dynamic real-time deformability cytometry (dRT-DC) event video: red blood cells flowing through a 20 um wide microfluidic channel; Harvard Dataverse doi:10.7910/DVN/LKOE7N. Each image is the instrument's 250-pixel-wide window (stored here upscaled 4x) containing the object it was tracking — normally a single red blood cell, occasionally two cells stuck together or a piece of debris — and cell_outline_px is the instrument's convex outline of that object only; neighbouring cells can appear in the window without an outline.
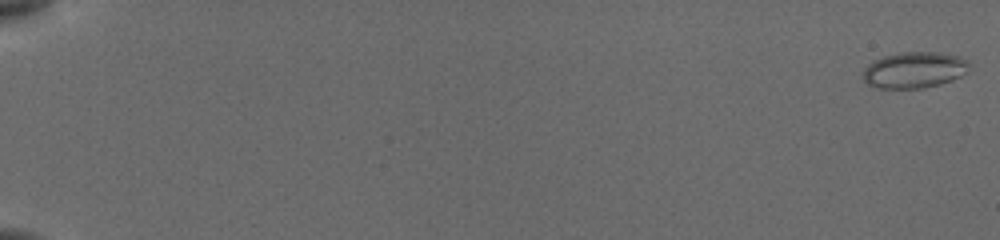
{"species": "common noctule bat (a hibernating species)", "species_latin": "Nyctalus noctula", "temperature_condition": "cold", "stored_images_in_passage": 55, "camera_frame_rate_fps": 3000, "um_per_image_px": 0.085, "animal": {"sex": "female", "body_mass_g": 19.5, "forearm_length_mm": 54.1}, "frame": {"image": 1, "passage_image": 1, "time_ms": 0.0, "image_size_px": [1000, 240], "cell_outline_px": [[968, 72], [952, 80], [940, 84], [924, 88], [872, 88], [864, 80], [864, 68], [872, 60], [884, 56], [900, 52], [936, 52], [960, 56], [968, 60]], "centroid_in_image_um": [77.71, 5.95], "position_along_channel_um": 7.3, "area_um2": 22.54}}
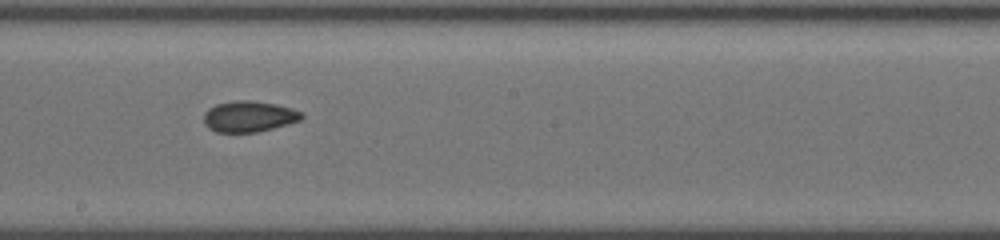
{"frame": {"image": 2, "passage_image": 34, "time_ms": 11.0, "image_size_px": [1000, 240], "cell_outline_px": [[304, 116], [300, 120], [288, 124], [256, 132], [216, 132], [208, 128], [204, 124], [204, 112], [208, 108], [216, 104], [236, 100], [252, 100], [276, 104], [292, 108], [304, 112]], "centroid_in_image_um": [21.16, 9.89], "position_along_channel_um": 227.0, "area_um2": 17.8}}
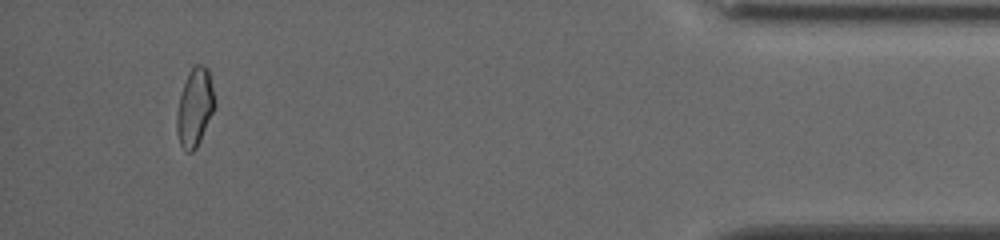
{"frame": {"image": 3, "passage_image": 53, "time_ms": 17.333, "image_size_px": [1000, 240], "cell_outline_px": [[216, 104], [200, 140], [196, 148], [192, 152], [184, 152], [180, 144], [176, 128], [176, 116], [180, 96], [188, 72], [196, 64], [204, 64], [208, 68]], "centroid_in_image_um": [16.55, 9.13], "position_along_channel_um": 418.6, "area_um2": 17.17}}